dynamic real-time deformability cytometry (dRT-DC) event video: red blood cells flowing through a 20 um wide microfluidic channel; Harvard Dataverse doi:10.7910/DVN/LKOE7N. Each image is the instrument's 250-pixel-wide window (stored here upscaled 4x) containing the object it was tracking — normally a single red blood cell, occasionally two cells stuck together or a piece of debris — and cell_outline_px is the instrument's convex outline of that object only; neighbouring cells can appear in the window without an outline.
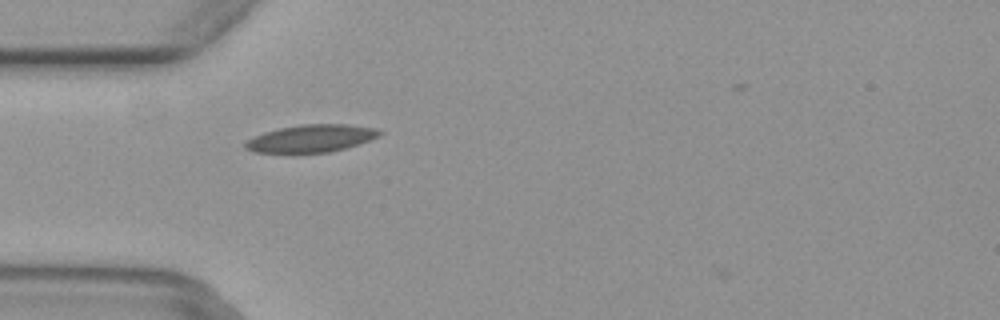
{"species": "common noctule bat (a hibernating species)", "species_latin": "Nyctalus noctula", "temperature_condition": "warm", "stored_images_in_passage": 5, "camera_frame_rate_fps": 3000, "um_per_image_px": 0.085, "animal": {"sex": "female", "body_mass_g": 29.2, "forearm_length_mm": 56.3}, "frame": {"image": 1, "passage_image": 5, "time_ms": 1.333, "image_size_px": [1000, 320], "cell_outline_px": [[384, 132], [380, 136], [344, 148], [328, 152], [292, 156], [252, 152], [244, 148], [244, 140], [264, 132], [280, 128], [300, 124], [348, 124], [376, 128]], "centroid_in_image_um": [26.33, 11.81], "position_along_channel_um": 58.7, "area_um2": 22.48}}